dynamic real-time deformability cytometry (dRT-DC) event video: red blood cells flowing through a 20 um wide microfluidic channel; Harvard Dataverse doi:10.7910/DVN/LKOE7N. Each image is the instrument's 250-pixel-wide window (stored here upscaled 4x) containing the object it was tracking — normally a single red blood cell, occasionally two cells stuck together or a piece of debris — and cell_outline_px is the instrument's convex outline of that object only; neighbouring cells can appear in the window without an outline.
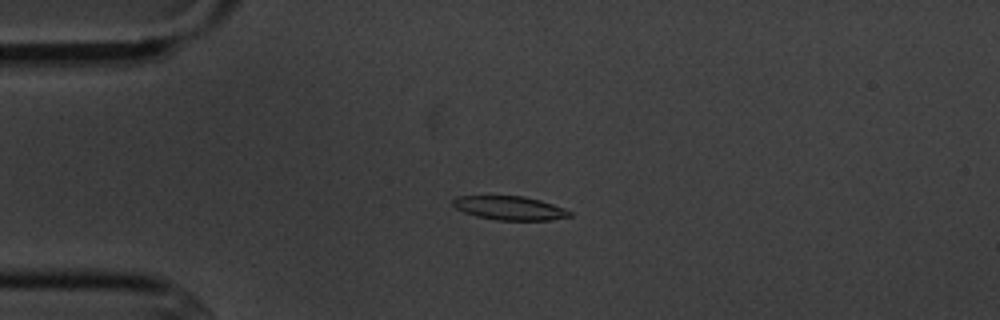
{"species": "common noctule bat (a hibernating species)", "species_latin": "Nyctalus noctula", "temperature_condition": "cold", "stored_images_in_passage": 3, "camera_frame_rate_fps": 3000, "um_per_image_px": 0.085, "animal": {"sex": "male", "body_mass_g": 20.1, "forearm_length_mm": 53.5}, "frame": {"image": 1, "passage_image": 3, "time_ms": 2.333, "image_size_px": [1000, 320], "cell_outline_px": [[572, 216], [552, 220], [496, 220], [476, 216], [464, 212], [456, 208], [452, 204], [452, 200], [456, 196], [524, 196], [540, 200], [564, 208], [572, 212]], "centroid_in_image_um": [43.33, 17.68], "position_along_channel_um": 41.7, "area_um2": 16.24}}